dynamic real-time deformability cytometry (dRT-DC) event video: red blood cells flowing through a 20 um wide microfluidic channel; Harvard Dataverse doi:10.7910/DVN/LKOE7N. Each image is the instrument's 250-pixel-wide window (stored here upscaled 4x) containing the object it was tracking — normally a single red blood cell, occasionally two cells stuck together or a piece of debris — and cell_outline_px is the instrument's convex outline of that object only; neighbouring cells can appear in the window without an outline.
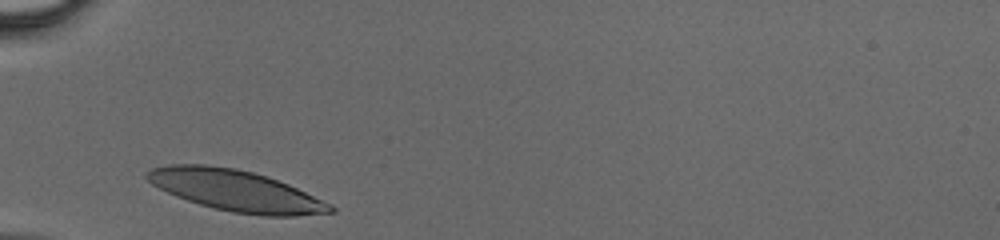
{"species": "human", "species_latin": "Homo sapiens", "temperature_condition": "cold", "stored_images_in_passage": 23, "camera_frame_rate_fps": 3000, "um_per_image_px": 0.085, "donor": {"sex": "male"}, "frame": {"image": 1, "passage_image": 1, "time_ms": 0.0, "image_size_px": [1000, 240], "cell_outline_px": [[336, 212], [296, 216], [260, 216], [232, 212], [200, 204], [176, 196], [152, 184], [144, 176], [152, 168], [168, 164], [204, 164], [236, 168], [252, 172], [288, 184], [332, 204], [336, 208]], "centroid_in_image_um": [20.07, 16.21], "position_along_channel_um": 64.9, "area_um2": 43.7}}
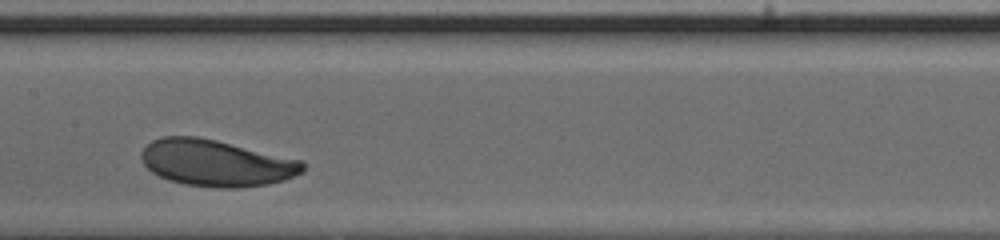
{"frame": {"image": 2, "passage_image": 10, "time_ms": 3.0, "image_size_px": [1000, 240], "cell_outline_px": [[304, 168], [300, 172], [284, 180], [268, 184], [236, 188], [212, 188], [184, 184], [168, 180], [152, 172], [144, 164], [140, 156], [140, 152], [152, 140], [164, 136], [196, 136], [216, 140], [304, 160]], "centroid_in_image_um": [18.36, 13.85], "position_along_channel_um": 189.0, "area_um2": 43.87}}
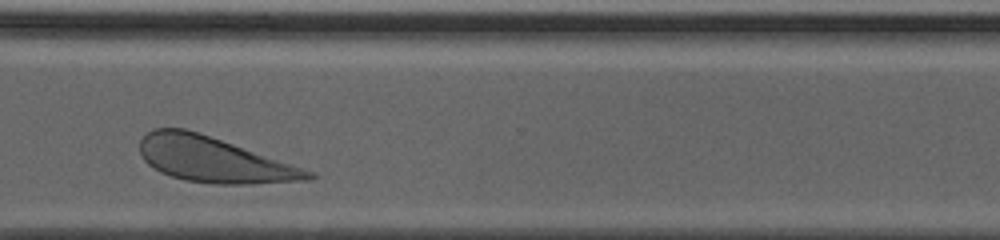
{"frame": {"image": 3, "passage_image": 21, "time_ms": 6.667, "image_size_px": [1000, 240], "cell_outline_px": [[316, 176], [312, 180], [248, 184], [212, 184], [184, 180], [160, 172], [148, 164], [144, 160], [140, 152], [140, 140], [152, 128], [184, 128], [316, 172]], "centroid_in_image_um": [18.16, 13.59], "position_along_channel_um": 352.4, "area_um2": 43.99}}